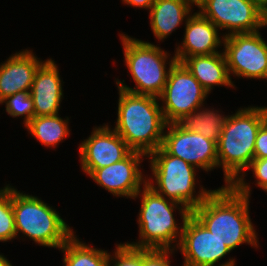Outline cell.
I'll list each match as a JSON object with an SVG mask.
<instances>
[{"instance_id":"1","label":"cell","mask_w":267,"mask_h":266,"mask_svg":"<svg viewBox=\"0 0 267 266\" xmlns=\"http://www.w3.org/2000/svg\"><path fill=\"white\" fill-rule=\"evenodd\" d=\"M251 199L232 186L215 188L191 213L231 252L241 245L260 248L250 216Z\"/></svg>"},{"instance_id":"2","label":"cell","mask_w":267,"mask_h":266,"mask_svg":"<svg viewBox=\"0 0 267 266\" xmlns=\"http://www.w3.org/2000/svg\"><path fill=\"white\" fill-rule=\"evenodd\" d=\"M117 91V117L113 129L132 151L148 156L162 145L167 125L159 98L120 88Z\"/></svg>"},{"instance_id":"3","label":"cell","mask_w":267,"mask_h":266,"mask_svg":"<svg viewBox=\"0 0 267 266\" xmlns=\"http://www.w3.org/2000/svg\"><path fill=\"white\" fill-rule=\"evenodd\" d=\"M266 120L267 105L240 106L235 113H229L217 142L218 169H222L225 183L220 187L231 186L249 167L257 132Z\"/></svg>"},{"instance_id":"4","label":"cell","mask_w":267,"mask_h":266,"mask_svg":"<svg viewBox=\"0 0 267 266\" xmlns=\"http://www.w3.org/2000/svg\"><path fill=\"white\" fill-rule=\"evenodd\" d=\"M136 199L140 200L136 220L139 237L127 243L137 248L176 250L184 223L191 212L183 205L159 195L147 184L132 200ZM176 212L180 219H177ZM178 220L182 221L178 223Z\"/></svg>"},{"instance_id":"5","label":"cell","mask_w":267,"mask_h":266,"mask_svg":"<svg viewBox=\"0 0 267 266\" xmlns=\"http://www.w3.org/2000/svg\"><path fill=\"white\" fill-rule=\"evenodd\" d=\"M118 35L123 63L135 85H126L125 80L118 77L115 78L116 87L135 94L159 97L166 85L169 70L176 62L174 53L161 48L160 44L135 38L125 32Z\"/></svg>"},{"instance_id":"6","label":"cell","mask_w":267,"mask_h":266,"mask_svg":"<svg viewBox=\"0 0 267 266\" xmlns=\"http://www.w3.org/2000/svg\"><path fill=\"white\" fill-rule=\"evenodd\" d=\"M12 208L16 239L22 238L23 242L29 238L35 245L59 250L76 233L55 206L15 186H12Z\"/></svg>"},{"instance_id":"7","label":"cell","mask_w":267,"mask_h":266,"mask_svg":"<svg viewBox=\"0 0 267 266\" xmlns=\"http://www.w3.org/2000/svg\"><path fill=\"white\" fill-rule=\"evenodd\" d=\"M147 161L151 175L148 173L146 184L159 195L183 205L190 212L214 190L200 185V170L168 154L161 146L147 156Z\"/></svg>"},{"instance_id":"8","label":"cell","mask_w":267,"mask_h":266,"mask_svg":"<svg viewBox=\"0 0 267 266\" xmlns=\"http://www.w3.org/2000/svg\"><path fill=\"white\" fill-rule=\"evenodd\" d=\"M208 96L209 93L187 67L176 61L169 70L166 85L158 98L164 119L170 124L180 122L189 113L207 104Z\"/></svg>"},{"instance_id":"9","label":"cell","mask_w":267,"mask_h":266,"mask_svg":"<svg viewBox=\"0 0 267 266\" xmlns=\"http://www.w3.org/2000/svg\"><path fill=\"white\" fill-rule=\"evenodd\" d=\"M197 11L224 37L254 33L267 27V16L251 0H195Z\"/></svg>"},{"instance_id":"10","label":"cell","mask_w":267,"mask_h":266,"mask_svg":"<svg viewBox=\"0 0 267 266\" xmlns=\"http://www.w3.org/2000/svg\"><path fill=\"white\" fill-rule=\"evenodd\" d=\"M261 31L224 37L223 52L231 79L267 80V41Z\"/></svg>"},{"instance_id":"11","label":"cell","mask_w":267,"mask_h":266,"mask_svg":"<svg viewBox=\"0 0 267 266\" xmlns=\"http://www.w3.org/2000/svg\"><path fill=\"white\" fill-rule=\"evenodd\" d=\"M176 251L184 261L182 266H235L236 258H222L231 250L215 237L192 213L187 217Z\"/></svg>"},{"instance_id":"12","label":"cell","mask_w":267,"mask_h":266,"mask_svg":"<svg viewBox=\"0 0 267 266\" xmlns=\"http://www.w3.org/2000/svg\"><path fill=\"white\" fill-rule=\"evenodd\" d=\"M161 147L204 173L218 169L217 142L189 131L179 123L166 125Z\"/></svg>"},{"instance_id":"13","label":"cell","mask_w":267,"mask_h":266,"mask_svg":"<svg viewBox=\"0 0 267 266\" xmlns=\"http://www.w3.org/2000/svg\"><path fill=\"white\" fill-rule=\"evenodd\" d=\"M146 160L145 154L131 151L124 159L103 168L93 169L87 176L112 196L131 200L146 184L147 174L142 165Z\"/></svg>"},{"instance_id":"14","label":"cell","mask_w":267,"mask_h":266,"mask_svg":"<svg viewBox=\"0 0 267 266\" xmlns=\"http://www.w3.org/2000/svg\"><path fill=\"white\" fill-rule=\"evenodd\" d=\"M109 123L93 126L91 134L78 144L80 169L88 174L124 159L132 150Z\"/></svg>"},{"instance_id":"15","label":"cell","mask_w":267,"mask_h":266,"mask_svg":"<svg viewBox=\"0 0 267 266\" xmlns=\"http://www.w3.org/2000/svg\"><path fill=\"white\" fill-rule=\"evenodd\" d=\"M183 27L181 44L176 42L174 47L177 62L182 63L187 57L223 52L224 36L221 31L197 10L187 18Z\"/></svg>"},{"instance_id":"16","label":"cell","mask_w":267,"mask_h":266,"mask_svg":"<svg viewBox=\"0 0 267 266\" xmlns=\"http://www.w3.org/2000/svg\"><path fill=\"white\" fill-rule=\"evenodd\" d=\"M56 62L52 57H48L36 70L30 90L34 117L60 114L65 82Z\"/></svg>"},{"instance_id":"17","label":"cell","mask_w":267,"mask_h":266,"mask_svg":"<svg viewBox=\"0 0 267 266\" xmlns=\"http://www.w3.org/2000/svg\"><path fill=\"white\" fill-rule=\"evenodd\" d=\"M30 48L0 62V101L17 92L30 91L36 70L44 62Z\"/></svg>"},{"instance_id":"18","label":"cell","mask_w":267,"mask_h":266,"mask_svg":"<svg viewBox=\"0 0 267 266\" xmlns=\"http://www.w3.org/2000/svg\"><path fill=\"white\" fill-rule=\"evenodd\" d=\"M194 6L195 0H155L148 11V19L157 43L165 42L185 25L187 18L196 10Z\"/></svg>"},{"instance_id":"19","label":"cell","mask_w":267,"mask_h":266,"mask_svg":"<svg viewBox=\"0 0 267 266\" xmlns=\"http://www.w3.org/2000/svg\"><path fill=\"white\" fill-rule=\"evenodd\" d=\"M182 63L209 95L215 87L237 89L230 77L224 52L187 57Z\"/></svg>"},{"instance_id":"20","label":"cell","mask_w":267,"mask_h":266,"mask_svg":"<svg viewBox=\"0 0 267 266\" xmlns=\"http://www.w3.org/2000/svg\"><path fill=\"white\" fill-rule=\"evenodd\" d=\"M60 116L56 114L33 117L24 128L41 146L55 150L70 137L72 130L69 126L70 118Z\"/></svg>"},{"instance_id":"21","label":"cell","mask_w":267,"mask_h":266,"mask_svg":"<svg viewBox=\"0 0 267 266\" xmlns=\"http://www.w3.org/2000/svg\"><path fill=\"white\" fill-rule=\"evenodd\" d=\"M206 105L189 113L178 123L189 131L218 142L229 114L226 115L220 108Z\"/></svg>"},{"instance_id":"22","label":"cell","mask_w":267,"mask_h":266,"mask_svg":"<svg viewBox=\"0 0 267 266\" xmlns=\"http://www.w3.org/2000/svg\"><path fill=\"white\" fill-rule=\"evenodd\" d=\"M76 234L59 249L64 253L63 266H107L108 250L89 245Z\"/></svg>"},{"instance_id":"23","label":"cell","mask_w":267,"mask_h":266,"mask_svg":"<svg viewBox=\"0 0 267 266\" xmlns=\"http://www.w3.org/2000/svg\"><path fill=\"white\" fill-rule=\"evenodd\" d=\"M16 239L15 220L12 208V184L0 187V243Z\"/></svg>"},{"instance_id":"24","label":"cell","mask_w":267,"mask_h":266,"mask_svg":"<svg viewBox=\"0 0 267 266\" xmlns=\"http://www.w3.org/2000/svg\"><path fill=\"white\" fill-rule=\"evenodd\" d=\"M250 171L253 174L251 177L255 179L254 185L261 190L267 185V158L253 159L245 172L231 185L239 194L251 199L253 188L250 184L252 182L246 179Z\"/></svg>"},{"instance_id":"25","label":"cell","mask_w":267,"mask_h":266,"mask_svg":"<svg viewBox=\"0 0 267 266\" xmlns=\"http://www.w3.org/2000/svg\"><path fill=\"white\" fill-rule=\"evenodd\" d=\"M9 117L21 118L25 127L34 117V103L30 91L17 92L1 101Z\"/></svg>"},{"instance_id":"26","label":"cell","mask_w":267,"mask_h":266,"mask_svg":"<svg viewBox=\"0 0 267 266\" xmlns=\"http://www.w3.org/2000/svg\"><path fill=\"white\" fill-rule=\"evenodd\" d=\"M107 266H143V248L127 242L116 243L115 249L109 252Z\"/></svg>"},{"instance_id":"27","label":"cell","mask_w":267,"mask_h":266,"mask_svg":"<svg viewBox=\"0 0 267 266\" xmlns=\"http://www.w3.org/2000/svg\"><path fill=\"white\" fill-rule=\"evenodd\" d=\"M173 249H147L143 248V266H172ZM173 255V256H172Z\"/></svg>"},{"instance_id":"28","label":"cell","mask_w":267,"mask_h":266,"mask_svg":"<svg viewBox=\"0 0 267 266\" xmlns=\"http://www.w3.org/2000/svg\"><path fill=\"white\" fill-rule=\"evenodd\" d=\"M267 158V120L260 126L254 147V159Z\"/></svg>"},{"instance_id":"29","label":"cell","mask_w":267,"mask_h":266,"mask_svg":"<svg viewBox=\"0 0 267 266\" xmlns=\"http://www.w3.org/2000/svg\"><path fill=\"white\" fill-rule=\"evenodd\" d=\"M123 5H127L129 7H134L136 9H145L147 11L150 10L151 6L155 2V0H121Z\"/></svg>"},{"instance_id":"30","label":"cell","mask_w":267,"mask_h":266,"mask_svg":"<svg viewBox=\"0 0 267 266\" xmlns=\"http://www.w3.org/2000/svg\"><path fill=\"white\" fill-rule=\"evenodd\" d=\"M267 16V0H251Z\"/></svg>"},{"instance_id":"31","label":"cell","mask_w":267,"mask_h":266,"mask_svg":"<svg viewBox=\"0 0 267 266\" xmlns=\"http://www.w3.org/2000/svg\"><path fill=\"white\" fill-rule=\"evenodd\" d=\"M0 266H13L10 260L3 253H0Z\"/></svg>"},{"instance_id":"32","label":"cell","mask_w":267,"mask_h":266,"mask_svg":"<svg viewBox=\"0 0 267 266\" xmlns=\"http://www.w3.org/2000/svg\"><path fill=\"white\" fill-rule=\"evenodd\" d=\"M261 190H263L265 193H267V185L264 186ZM267 195V194H266Z\"/></svg>"}]
</instances>
